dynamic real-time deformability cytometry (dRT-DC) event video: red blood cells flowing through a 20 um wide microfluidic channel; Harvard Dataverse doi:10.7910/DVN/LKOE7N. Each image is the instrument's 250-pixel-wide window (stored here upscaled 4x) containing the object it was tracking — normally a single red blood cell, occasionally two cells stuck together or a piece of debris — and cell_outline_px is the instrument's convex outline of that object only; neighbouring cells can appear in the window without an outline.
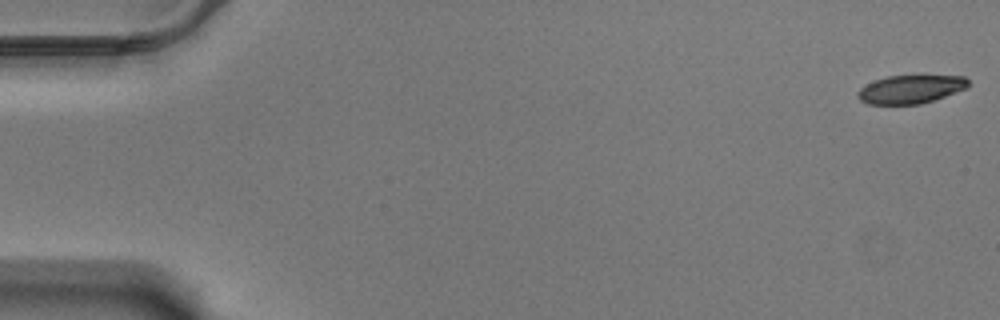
{"species": "Egyptian fruit bat (a non-hibernating species)", "species_latin": "Rousettus aegyptiacus", "temperature_condition": "warm", "stored_images_in_passage": 59, "camera_frame_rate_fps": 3000, "um_per_image_px": 0.085, "animal": {"sex": "male"}, "frame": {"image": 1, "passage_image": 1, "time_ms": 0.0, "image_size_px": [1000, 320], "cell_outline_px": [[968, 88], [920, 104], [868, 104], [860, 100], [856, 96], [856, 92], [860, 88], [876, 80], [888, 76], [916, 72], [920, 72], [964, 76], [968, 80]], "centroid_in_image_um": [77.45, 7.51], "position_along_channel_um": 7.6, "area_um2": 19.19}}
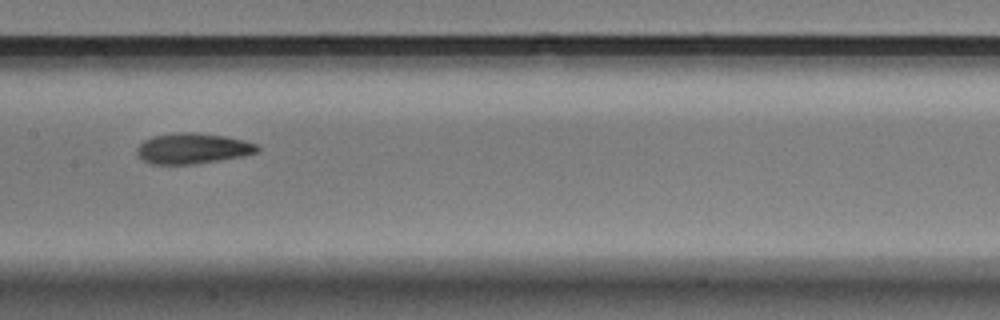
{"frame": {"image": 2, "passage_image": 30, "time_ms": 9.667, "image_size_px": [1000, 320], "cell_outline_px": [[260, 148], [256, 152], [244, 156], [192, 164], [152, 164], [144, 160], [136, 152], [136, 148], [144, 140], [152, 136], [172, 132], [196, 132], [224, 136], [244, 140], [256, 144]], "centroid_in_image_um": [16.36, 12.6], "position_along_channel_um": 191.0, "area_um2": 21.44}}
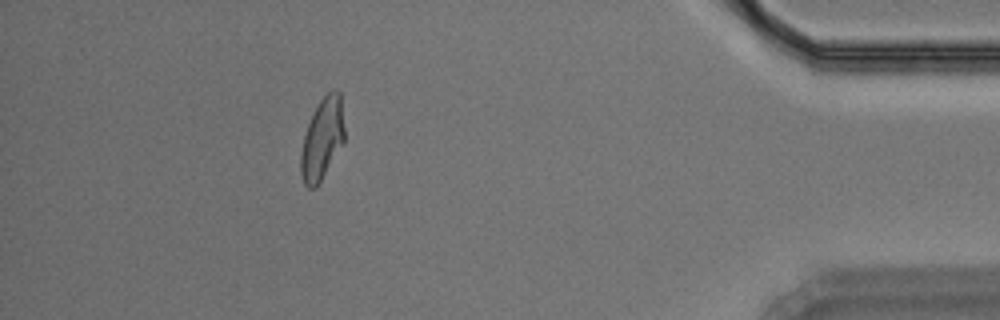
{"frame": {"image": 3, "passage_image": 53, "time_ms": 17.333, "image_size_px": [1000, 320], "cell_outline_px": [[344, 140], [316, 188], [308, 188], [304, 184], [300, 172], [300, 152], [304, 136], [308, 124], [320, 100], [332, 88], [336, 88], [340, 92], [344, 128]], "centroid_in_image_um": [27.37, 11.8], "position_along_channel_um": 407.8, "area_um2": 20.46}, "authors_computed_cell_mechanics": {"area_um2": 20.808, "velocity_mm_per_s": 3.4655, "shape_relaxation_time_tau1_ms": 5.84, "shape_relaxation_time_tau2_ms": 4.4937, "deformation_change_tau1": 0.2026, "deformation_change_tau2": 0.1119}}